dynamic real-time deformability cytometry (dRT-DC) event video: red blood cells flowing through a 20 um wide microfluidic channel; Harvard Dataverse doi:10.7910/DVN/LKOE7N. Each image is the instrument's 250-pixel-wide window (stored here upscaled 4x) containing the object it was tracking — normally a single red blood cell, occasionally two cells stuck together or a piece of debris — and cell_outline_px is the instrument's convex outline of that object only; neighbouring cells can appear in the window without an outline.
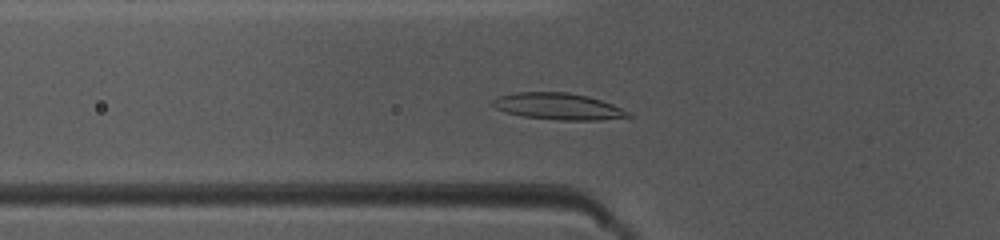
{"species": "common noctule bat (a hibernating species)", "species_latin": "Nyctalus noctula", "temperature_condition": "warm", "stored_images_in_passage": 39, "camera_frame_rate_fps": 3000, "um_per_image_px": 0.085, "animal": {"sex": "female", "body_mass_g": 10.0, "forearm_length_mm": 53.1}, "frame": {"image": 1, "passage_image": 7, "time_ms": 2.0, "image_size_px": [1000, 240], "cell_outline_px": [[636, 116], [600, 120], [556, 120], [520, 116], [496, 108], [492, 104], [492, 100], [500, 96], [516, 92], [568, 92], [588, 96], [612, 104]], "centroid_in_image_um": [47.46, 9.05], "position_along_channel_um": 78.3, "area_um2": 20.92}}
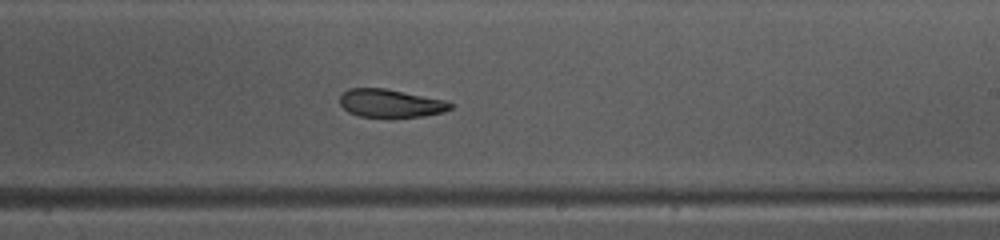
{"frame": {"image": 2, "passage_image": 20, "time_ms": 6.333, "image_size_px": [1000, 240], "cell_outline_px": [[456, 104], [452, 108], [444, 112], [424, 116], [392, 120], [388, 120], [360, 116], [348, 112], [340, 104], [340, 96], [348, 88], [384, 88], [444, 100]], "centroid_in_image_um": [33.21, 8.83], "position_along_channel_um": 255.8, "area_um2": 18.84}}
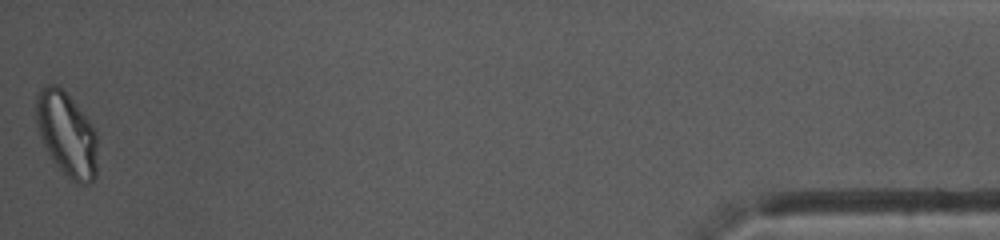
{"frame": {"image": 3, "passage_image": 39, "time_ms": 12.667, "image_size_px": [1000, 240], "cell_outline_px": [[96, 176], [88, 184], [76, 184], [52, 160], [40, 136], [36, 124], [36, 92], [44, 84], [56, 84], [72, 100], [88, 120], [96, 132]], "centroid_in_image_um": [5.64, 11.39], "position_along_channel_um": 429.6, "area_um2": 29.77}, "authors_computed_cell_mechanics": {"area_um2": 20.4034, "velocity_mm_per_s": 4.0705, "shape_relaxation_time_tau1_ms": 5.7985, "shape_relaxation_time_tau2_ms": 1.7428, "deformation_change_tau1": 0.1382, "deformation_change_tau2": 0.0721}}